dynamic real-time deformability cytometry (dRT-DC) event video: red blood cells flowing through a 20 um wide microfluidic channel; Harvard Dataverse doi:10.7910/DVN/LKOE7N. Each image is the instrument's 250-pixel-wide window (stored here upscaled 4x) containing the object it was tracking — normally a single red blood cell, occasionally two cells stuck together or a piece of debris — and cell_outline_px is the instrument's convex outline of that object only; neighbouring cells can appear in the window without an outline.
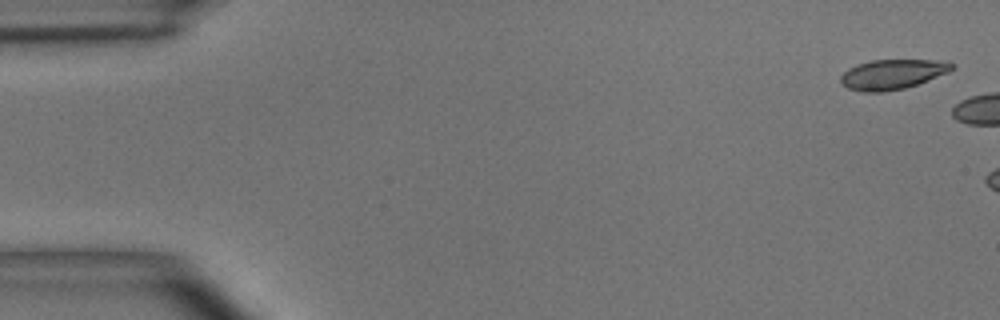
{"species": "common noctule bat (a hibernating species)", "species_latin": "Nyctalus noctula", "temperature_condition": "room temperature", "stored_images_in_passage": 2, "camera_frame_rate_fps": 3000, "um_per_image_px": 0.085, "animal": {"sex": "male", "body_mass_g": 15.6}, "frame": {"image": 1, "passage_image": 1, "time_ms": 0.0, "image_size_px": [1000, 320], "cell_outline_px": [[956, 68], [948, 72], [916, 84], [904, 88], [884, 92], [864, 92], [848, 88], [840, 84], [840, 76], [848, 68], [856, 64], [872, 60], [936, 60], [956, 64]], "centroid_in_image_um": [75.82, 6.31], "position_along_channel_um": 9.2, "area_um2": 19.36}}